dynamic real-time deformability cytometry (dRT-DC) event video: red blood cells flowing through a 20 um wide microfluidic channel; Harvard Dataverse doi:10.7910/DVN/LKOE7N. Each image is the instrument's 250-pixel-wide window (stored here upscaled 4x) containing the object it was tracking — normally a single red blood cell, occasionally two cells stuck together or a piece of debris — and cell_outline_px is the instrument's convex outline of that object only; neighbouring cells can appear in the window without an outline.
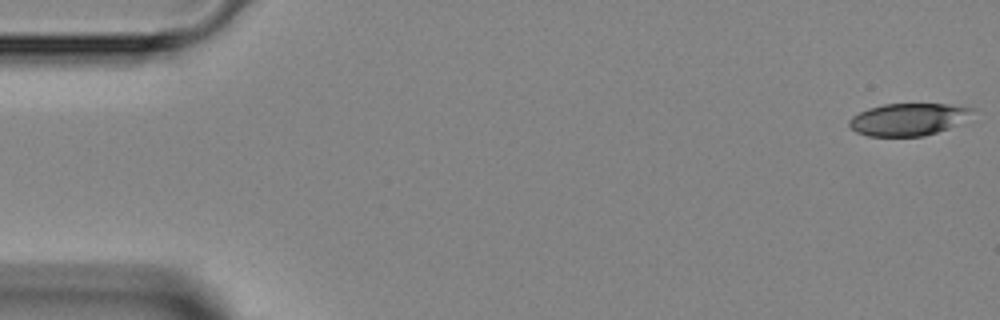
{"species": "Egyptian fruit bat (a non-hibernating species)", "species_latin": "Rousettus aegyptiacus", "temperature_condition": "room temperature", "stored_images_in_passage": 4, "camera_frame_rate_fps": 3000, "um_per_image_px": 0.085, "animal": {"sex": "female"}, "frame": {"image": 1, "passage_image": 1, "time_ms": 0.0, "image_size_px": [1000, 320], "cell_outline_px": [[976, 108], [960, 124], [924, 136], [868, 136], [856, 132], [848, 124], [848, 120], [852, 116], [868, 108], [884, 104], [948, 104]], "centroid_in_image_um": [77.19, 10.14], "position_along_channel_um": 7.8, "area_um2": 23.12}}
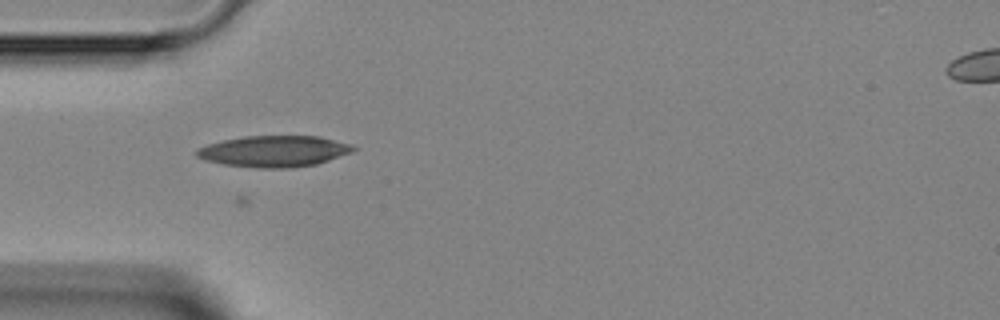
{"frame": {"image": 2, "passage_image": 4, "time_ms": 4.333, "image_size_px": [1000, 320], "cell_outline_px": [[356, 148], [352, 152], [316, 164], [292, 168], [260, 168], [224, 164], [204, 160], [196, 156], [196, 148], [208, 144], [224, 140], [244, 136], [320, 136], [352, 144]], "centroid_in_image_um": [23.29, 12.85], "position_along_channel_um": 61.7, "area_um2": 28.5}}